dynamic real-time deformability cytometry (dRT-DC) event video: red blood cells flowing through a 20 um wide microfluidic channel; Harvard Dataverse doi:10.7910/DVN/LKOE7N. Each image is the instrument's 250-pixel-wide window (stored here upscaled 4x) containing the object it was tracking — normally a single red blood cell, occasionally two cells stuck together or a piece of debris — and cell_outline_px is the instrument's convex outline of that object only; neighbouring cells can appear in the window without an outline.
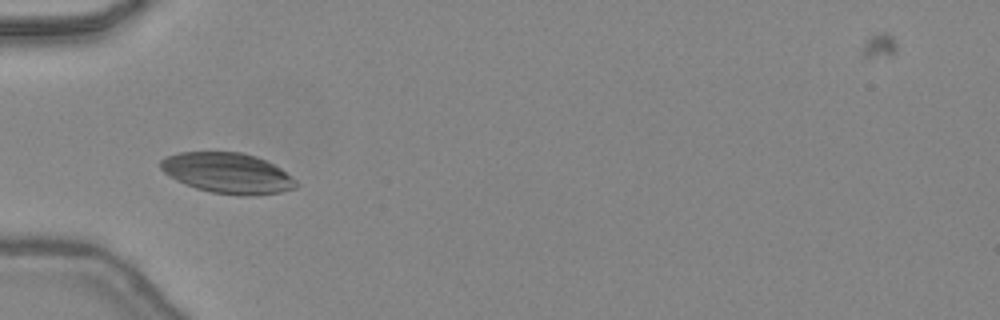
{"species": "common noctule bat (a hibernating species)", "species_latin": "Nyctalus noctula", "temperature_condition": "warm", "stored_images_in_passage": 46, "camera_frame_rate_fps": 3000, "um_per_image_px": 0.085, "animal": {"sex": "female", "body_mass_g": 24.6, "forearm_length_mm": 56.2}, "frame": {"image": 1, "passage_image": 16, "time_ms": 5.0, "image_size_px": [1000, 320], "cell_outline_px": [[300, 184], [296, 188], [280, 192], [248, 196], [240, 196], [212, 192], [196, 188], [184, 184], [168, 176], [160, 168], [160, 160], [164, 156], [180, 152], [240, 152], [256, 156], [280, 168], [296, 180]], "centroid_in_image_um": [19.32, 14.71], "position_along_channel_um": 65.7, "area_um2": 32.08}}
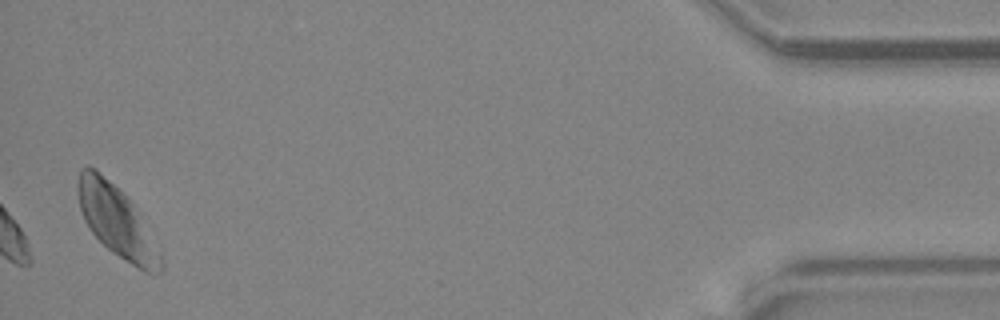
{"frame": {"image": 2, "passage_image": 46, "time_ms": 15.0, "image_size_px": [1000, 320], "cell_outline_px": [[164, 268], [160, 272], [144, 272], [124, 260], [112, 252], [92, 232], [84, 220], [80, 208], [76, 192], [76, 184], [80, 168], [88, 164], [96, 168], [140, 212], [164, 260]], "centroid_in_image_um": [9.91, 18.81], "position_along_channel_um": 425.3, "area_um2": 34.28}, "authors_computed_cell_mechanics": {"area_um2": 20.3167, "velocity_mm_per_s": 4.4318, "shape_relaxation_time_tau1_ms": 5.1066, "shape_relaxation_time_tau2_ms": null, "deformation_change_tau1": 0.065, "deformation_change_tau2": null}}